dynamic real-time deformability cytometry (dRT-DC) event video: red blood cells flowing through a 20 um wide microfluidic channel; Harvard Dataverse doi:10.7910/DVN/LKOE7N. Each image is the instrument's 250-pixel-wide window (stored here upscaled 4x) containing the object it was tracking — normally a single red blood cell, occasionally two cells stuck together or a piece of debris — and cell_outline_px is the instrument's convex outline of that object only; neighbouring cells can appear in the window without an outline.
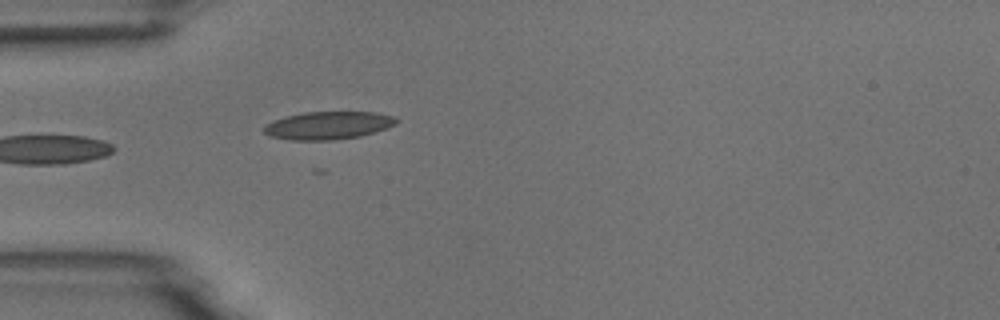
{"species": "common noctule bat (a hibernating species)", "species_latin": "Nyctalus noctula", "temperature_condition": "room temperature", "stored_images_in_passage": 6, "camera_frame_rate_fps": 3000, "um_per_image_px": 0.085, "animal": {"sex": "male", "body_mass_g": 18.8}, "frame": {"image": 1, "passage_image": 6, "time_ms": 5.667, "image_size_px": [1000, 320], "cell_outline_px": [[400, 120], [396, 124], [388, 128], [376, 132], [360, 136], [332, 140], [292, 140], [268, 136], [264, 132], [264, 124], [284, 116], [304, 112], [376, 112], [392, 116]], "centroid_in_image_um": [27.89, 10.66], "position_along_channel_um": 57.1, "area_um2": 21.68}}